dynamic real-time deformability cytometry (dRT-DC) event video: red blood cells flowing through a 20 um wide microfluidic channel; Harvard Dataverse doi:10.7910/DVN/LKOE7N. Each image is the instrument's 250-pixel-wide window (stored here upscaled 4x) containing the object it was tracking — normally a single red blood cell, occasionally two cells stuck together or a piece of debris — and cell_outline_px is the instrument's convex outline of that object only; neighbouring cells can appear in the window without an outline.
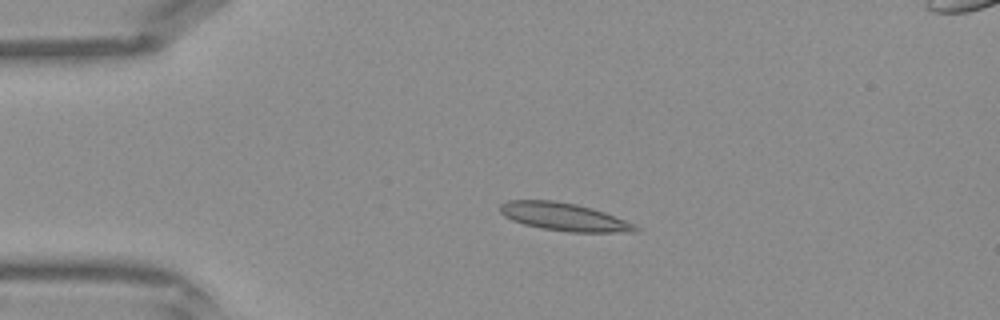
{"species": "Egyptian fruit bat (a non-hibernating species)", "species_latin": "Rousettus aegyptiacus", "temperature_condition": "warm", "stored_images_in_passage": 44, "segment_of_instrument_passage": [1, 2], "camera_frame_rate_fps": 3000, "um_per_image_px": 0.085, "frame": {"image": 1, "passage_image": 10, "time_ms": 3.0, "image_size_px": [1000, 320], "cell_outline_px": [[640, 232], [568, 232], [540, 228], [524, 224], [512, 220], [504, 216], [500, 212], [500, 204], [508, 200], [552, 200], [576, 204], [592, 208], [604, 212], [636, 224], [640, 228]], "centroid_in_image_um": [47.96, 18.44], "position_along_channel_um": 37.0, "area_um2": 22.14}}
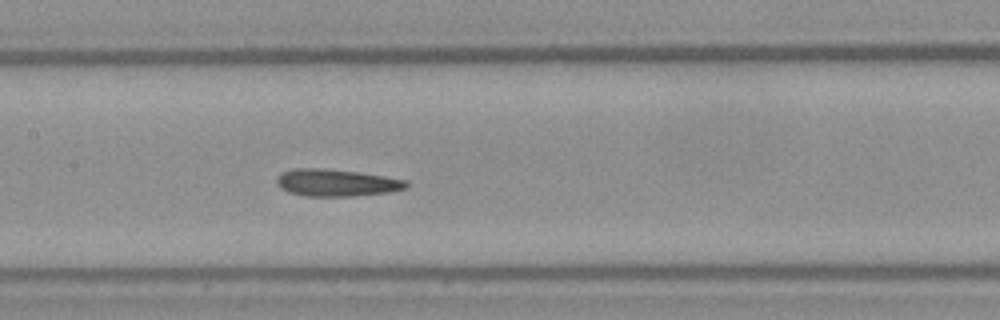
{"frame": {"image": 2, "passage_image": 21, "time_ms": 6.667, "image_size_px": [1000, 320], "cell_outline_px": [[408, 188], [392, 192], [352, 196], [304, 196], [288, 192], [280, 188], [276, 184], [276, 176], [280, 172], [292, 168], [324, 168], [356, 172], [384, 176], [408, 180]], "centroid_in_image_um": [28.57, 15.53], "position_along_channel_um": 178.8, "area_um2": 20.81}}
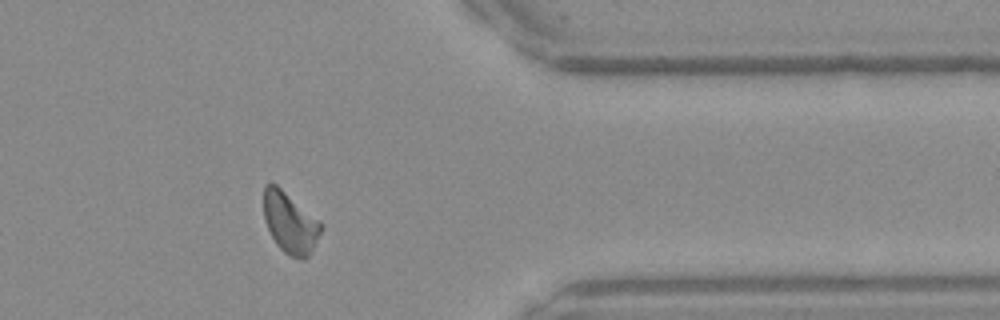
{"frame": {"image": 3, "passage_image": 35, "time_ms": 11.333, "image_size_px": [1000, 320], "cell_outline_px": [[324, 228], [308, 256], [304, 260], [288, 256], [276, 244], [264, 220], [264, 184], [276, 184], [320, 220], [324, 224]], "centroid_in_image_um": [24.68, 18.95], "position_along_channel_um": 386.7, "area_um2": 20.46}}